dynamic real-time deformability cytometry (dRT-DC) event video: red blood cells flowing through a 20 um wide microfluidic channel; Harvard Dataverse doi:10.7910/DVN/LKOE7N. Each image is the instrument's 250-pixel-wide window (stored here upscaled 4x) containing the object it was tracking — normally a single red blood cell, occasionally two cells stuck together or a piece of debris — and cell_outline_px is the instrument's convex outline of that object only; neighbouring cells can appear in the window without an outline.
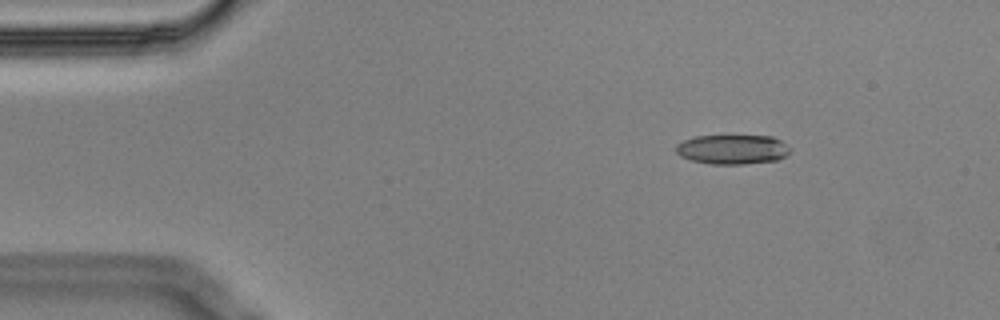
{"species": "Egyptian fruit bat (a non-hibernating species)", "species_latin": "Rousettus aegyptiacus", "temperature_condition": "cold", "stored_images_in_passage": 5, "camera_frame_rate_fps": 3000, "um_per_image_px": 0.085, "animal": {"sex": "male"}, "frame": {"image": 1, "passage_image": 3, "time_ms": 0.667, "image_size_px": [1000, 320], "cell_outline_px": [[792, 148], [784, 156], [776, 160], [744, 164], [712, 164], [692, 160], [680, 156], [676, 152], [676, 144], [684, 140], [696, 136], [772, 136], [780, 140]], "centroid_in_image_um": [62.25, 12.69], "position_along_channel_um": 22.7, "area_um2": 19.54}}